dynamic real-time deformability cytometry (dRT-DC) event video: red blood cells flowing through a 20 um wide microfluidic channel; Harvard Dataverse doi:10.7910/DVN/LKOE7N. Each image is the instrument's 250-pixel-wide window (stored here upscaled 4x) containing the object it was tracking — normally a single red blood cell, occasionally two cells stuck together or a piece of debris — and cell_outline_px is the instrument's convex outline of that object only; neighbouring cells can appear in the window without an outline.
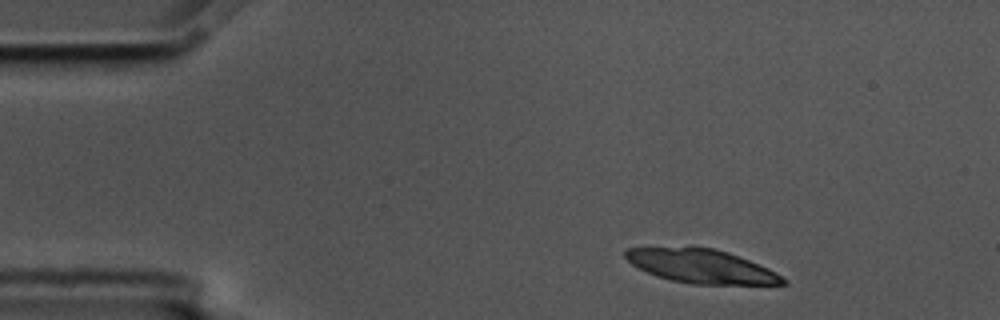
{"species": "common noctule bat (a hibernating species)", "species_latin": "Nyctalus noctula", "temperature_condition": "cold", "stored_images_in_passage": 10, "segment_of_instrument_passage": [1, 2], "camera_frame_rate_fps": 3000, "um_per_image_px": 0.085, "animal": {"sex": "male", "body_mass_g": 17.5, "forearm_length_mm": 52.3}, "frame": {"image": 1, "passage_image": 1, "time_ms": 0.0, "image_size_px": [1000, 320], "cell_outline_px": [[788, 284], [692, 284], [672, 280], [656, 276], [632, 264], [624, 256], [624, 248], [692, 244], [712, 248], [728, 252], [768, 268], [776, 272], [788, 280]], "centroid_in_image_um": [59.55, 22.58], "position_along_channel_um": 25.4, "area_um2": 31.73}}